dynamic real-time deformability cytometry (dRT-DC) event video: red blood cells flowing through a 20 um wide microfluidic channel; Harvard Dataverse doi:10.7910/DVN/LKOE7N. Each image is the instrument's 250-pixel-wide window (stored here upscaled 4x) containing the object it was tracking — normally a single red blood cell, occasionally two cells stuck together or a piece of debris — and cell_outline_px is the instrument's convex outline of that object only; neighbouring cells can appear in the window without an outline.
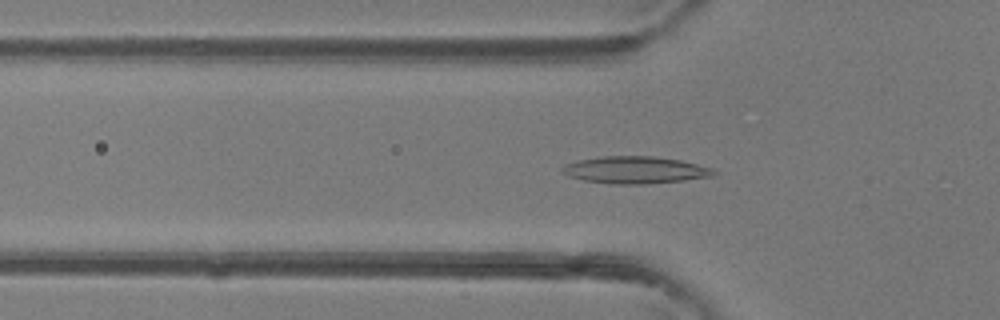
{"species": "common noctule bat (a hibernating species)", "species_latin": "Nyctalus noctula", "temperature_condition": "room temperature", "stored_images_in_passage": 22, "camera_frame_rate_fps": 3000, "um_per_image_px": 0.085, "animal": {"sex": "female"}, "frame": {"image": 1, "passage_image": 9, "time_ms": 2.667, "image_size_px": [1000, 320], "cell_outline_px": [[716, 172], [712, 176], [684, 180], [648, 184], [612, 184], [584, 180], [568, 176], [560, 168], [564, 164], [580, 160], [600, 156], [652, 156], [680, 160], [712, 168]], "centroid_in_image_um": [53.97, 14.45], "position_along_channel_um": 71.8, "area_um2": 23.81}}
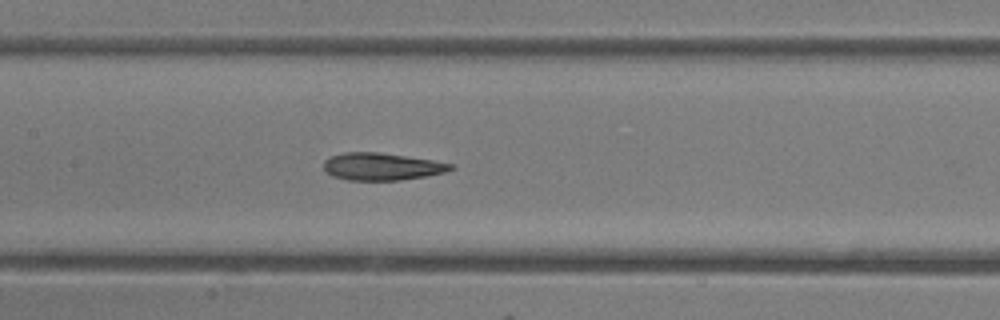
{"frame": {"image": 2, "passage_image": 16, "time_ms": 5.0, "image_size_px": [1000, 320], "cell_outline_px": [[456, 168], [444, 172], [428, 176], [400, 180], [348, 180], [332, 176], [324, 172], [324, 160], [328, 156], [344, 152], [376, 152], [432, 160], [456, 164]], "centroid_in_image_um": [32.44, 14.16], "position_along_channel_um": 175.0, "area_um2": 20.4}}
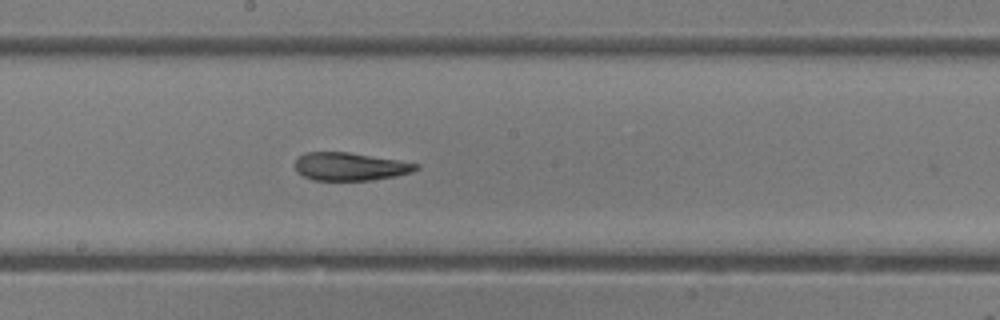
{"frame": {"image": 3, "passage_image": 19, "time_ms": 6.0, "image_size_px": [1000, 320], "cell_outline_px": [[420, 168], [412, 172], [396, 176], [372, 180], [312, 180], [296, 172], [296, 160], [300, 156], [308, 152], [348, 152], [400, 160], [420, 164]], "centroid_in_image_um": [29.8, 14.16], "position_along_channel_um": 218.4, "area_um2": 19.77}}